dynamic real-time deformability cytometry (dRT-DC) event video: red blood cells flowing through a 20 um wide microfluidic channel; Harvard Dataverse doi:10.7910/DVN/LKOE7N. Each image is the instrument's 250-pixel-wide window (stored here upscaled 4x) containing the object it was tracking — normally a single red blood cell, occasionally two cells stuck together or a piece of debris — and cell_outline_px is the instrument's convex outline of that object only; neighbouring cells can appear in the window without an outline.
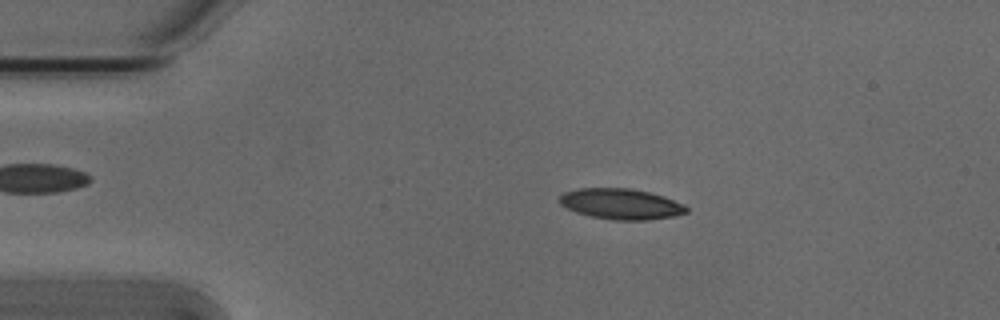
{"species": "Egyptian fruit bat (a non-hibernating species)", "species_latin": "Rousettus aegyptiacus", "temperature_condition": "cold", "stored_images_in_passage": 53, "camera_frame_rate_fps": 3000, "um_per_image_px": 0.085, "animal": {"sex": "male"}, "frame": {"image": 1, "passage_image": 10, "time_ms": 3.0, "image_size_px": [1000, 320], "cell_outline_px": [[688, 212], [672, 216], [644, 220], [616, 220], [592, 216], [576, 212], [560, 204], [560, 196], [564, 192], [580, 188], [628, 188], [648, 192], [664, 196], [684, 204], [688, 208]], "centroid_in_image_um": [52.79, 17.33], "position_along_channel_um": 32.2, "area_um2": 22.43}}
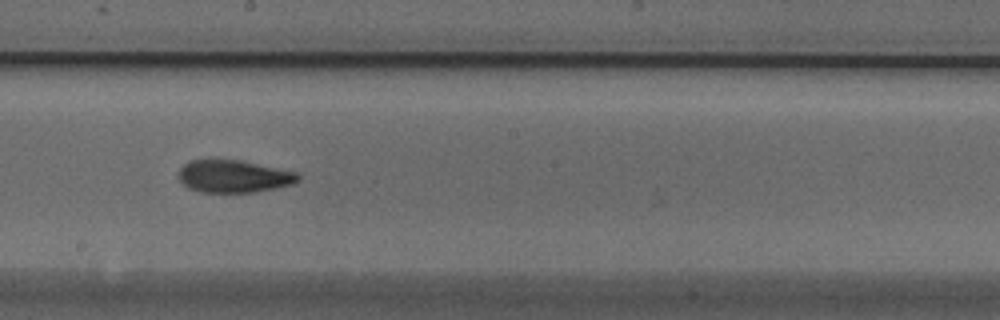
{"frame": {"image": 2, "passage_image": 29, "time_ms": 9.333, "image_size_px": [1000, 320], "cell_outline_px": [[300, 180], [292, 184], [256, 192], [200, 192], [188, 188], [180, 180], [180, 168], [188, 160], [208, 156], [240, 160], [296, 172], [300, 176]], "centroid_in_image_um": [19.81, 14.94], "position_along_channel_um": 228.4, "area_um2": 23.18}}
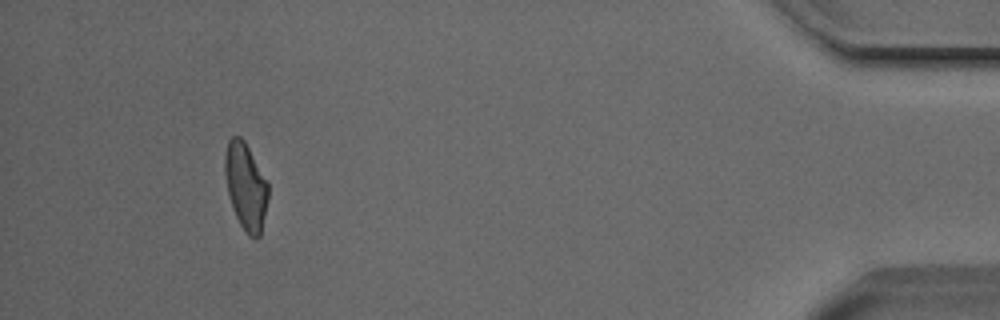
{"frame": {"image": 3, "passage_image": 49, "time_ms": 16.0, "image_size_px": [1000, 320], "cell_outline_px": [[268, 200], [260, 236], [256, 240], [248, 236], [240, 224], [232, 208], [228, 192], [224, 172], [224, 156], [228, 140], [232, 136], [240, 136], [244, 140], [268, 184]], "centroid_in_image_um": [20.87, 15.86], "position_along_channel_um": 414.3, "area_um2": 21.85}, "authors_computed_cell_mechanics": {"area_um2": 22.4264, "velocity_mm_per_s": 3.8309, "shape_relaxation_time_tau1_ms": 3.739, "shape_relaxation_time_tau2_ms": 2.0028, "deformation_change_tau1": 0.1458, "deformation_change_tau2": 0.0817}}